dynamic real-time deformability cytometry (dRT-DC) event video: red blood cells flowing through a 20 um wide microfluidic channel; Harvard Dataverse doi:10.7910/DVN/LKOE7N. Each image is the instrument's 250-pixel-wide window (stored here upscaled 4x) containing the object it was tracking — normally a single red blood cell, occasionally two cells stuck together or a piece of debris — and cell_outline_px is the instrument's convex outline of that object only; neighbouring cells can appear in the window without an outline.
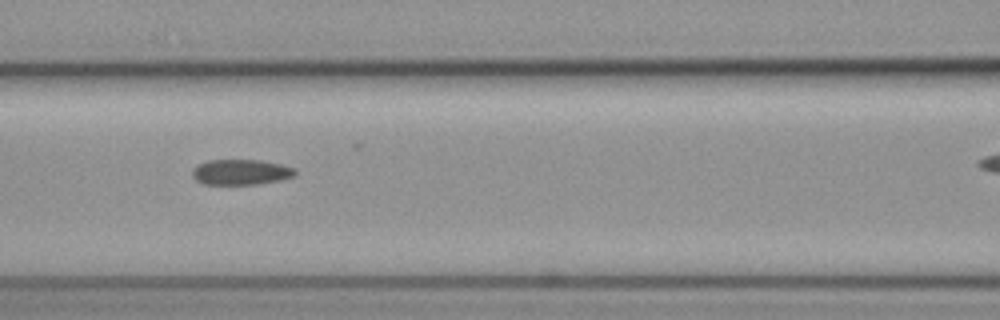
{"species": "common noctule bat (a hibernating species)", "species_latin": "Nyctalus noctula", "temperature_condition": "cold", "stored_images_in_passage": 8, "camera_frame_rate_fps": 3000, "um_per_image_px": 0.085, "animal": {"sex": "female", "body_mass_g": 19.3, "forearm_length_mm": 54.1}, "frame": {"image": 1, "passage_image": 3, "time_ms": 0.667, "image_size_px": [1000, 320], "cell_outline_px": [[296, 176], [280, 180], [256, 184], [204, 184], [196, 180], [192, 176], [192, 168], [196, 164], [208, 160], [260, 160], [280, 164], [296, 168]], "centroid_in_image_um": [20.46, 14.62], "position_along_channel_um": 146.1, "area_um2": 15.37}}
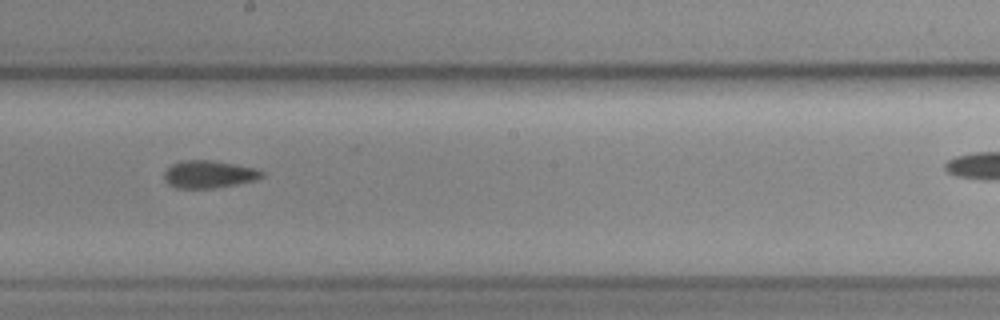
{"frame": {"image": 2, "passage_image": 5, "time_ms": 1.333, "image_size_px": [1000, 320], "cell_outline_px": [[264, 176], [256, 180], [236, 184], [212, 188], [176, 188], [168, 184], [164, 176], [164, 172], [172, 164], [180, 160], [208, 160], [256, 168], [264, 172]], "centroid_in_image_um": [17.75, 14.81], "position_along_channel_um": 230.5, "area_um2": 15.55}}
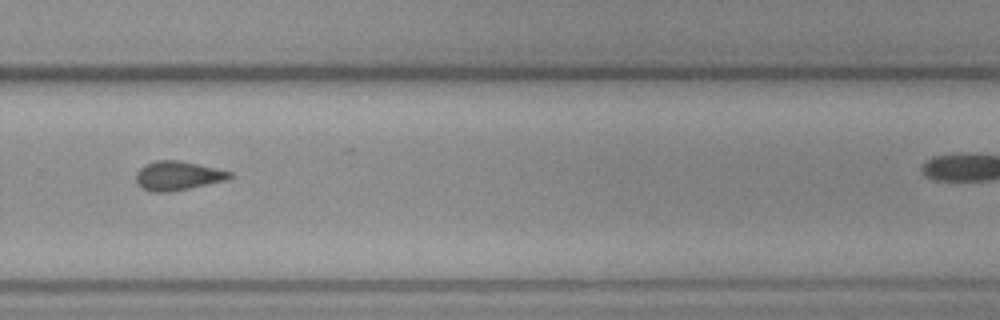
{"frame": {"image": 3, "passage_image": 7, "time_ms": 2.0, "image_size_px": [1000, 320], "cell_outline_px": [[232, 176], [228, 180], [168, 192], [152, 192], [144, 188], [136, 180], [136, 172], [144, 164], [156, 160], [180, 160], [216, 168], [232, 172]], "centroid_in_image_um": [15.12, 14.92], "position_along_channel_um": 314.7, "area_um2": 15.78}}